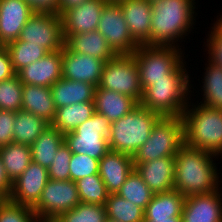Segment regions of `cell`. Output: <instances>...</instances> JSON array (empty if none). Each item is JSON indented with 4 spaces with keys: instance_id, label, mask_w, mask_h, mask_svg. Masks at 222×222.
Wrapping results in <instances>:
<instances>
[{
    "instance_id": "bcb514c9",
    "label": "cell",
    "mask_w": 222,
    "mask_h": 222,
    "mask_svg": "<svg viewBox=\"0 0 222 222\" xmlns=\"http://www.w3.org/2000/svg\"><path fill=\"white\" fill-rule=\"evenodd\" d=\"M87 0H59V15L66 9L78 6Z\"/></svg>"
},
{
    "instance_id": "f6af8a7d",
    "label": "cell",
    "mask_w": 222,
    "mask_h": 222,
    "mask_svg": "<svg viewBox=\"0 0 222 222\" xmlns=\"http://www.w3.org/2000/svg\"><path fill=\"white\" fill-rule=\"evenodd\" d=\"M12 183L8 179L3 164L0 160V199H7Z\"/></svg>"
},
{
    "instance_id": "f35d334b",
    "label": "cell",
    "mask_w": 222,
    "mask_h": 222,
    "mask_svg": "<svg viewBox=\"0 0 222 222\" xmlns=\"http://www.w3.org/2000/svg\"><path fill=\"white\" fill-rule=\"evenodd\" d=\"M71 156L72 152L64 142L56 152V156L48 168L49 179L55 181L70 180L69 164Z\"/></svg>"
},
{
    "instance_id": "7a4b0ae2",
    "label": "cell",
    "mask_w": 222,
    "mask_h": 222,
    "mask_svg": "<svg viewBox=\"0 0 222 222\" xmlns=\"http://www.w3.org/2000/svg\"><path fill=\"white\" fill-rule=\"evenodd\" d=\"M194 1L154 0L151 2L150 46H172V44L175 46L174 40L178 41L179 37L190 31L194 17Z\"/></svg>"
},
{
    "instance_id": "b9f144b4",
    "label": "cell",
    "mask_w": 222,
    "mask_h": 222,
    "mask_svg": "<svg viewBox=\"0 0 222 222\" xmlns=\"http://www.w3.org/2000/svg\"><path fill=\"white\" fill-rule=\"evenodd\" d=\"M16 112L0 110V147L13 143Z\"/></svg>"
},
{
    "instance_id": "8d00e7d4",
    "label": "cell",
    "mask_w": 222,
    "mask_h": 222,
    "mask_svg": "<svg viewBox=\"0 0 222 222\" xmlns=\"http://www.w3.org/2000/svg\"><path fill=\"white\" fill-rule=\"evenodd\" d=\"M23 83L16 74L0 81V110L17 112L22 110Z\"/></svg>"
},
{
    "instance_id": "7bdbcfd3",
    "label": "cell",
    "mask_w": 222,
    "mask_h": 222,
    "mask_svg": "<svg viewBox=\"0 0 222 222\" xmlns=\"http://www.w3.org/2000/svg\"><path fill=\"white\" fill-rule=\"evenodd\" d=\"M16 75L9 52L4 47L0 51V81L7 80Z\"/></svg>"
},
{
    "instance_id": "484cf974",
    "label": "cell",
    "mask_w": 222,
    "mask_h": 222,
    "mask_svg": "<svg viewBox=\"0 0 222 222\" xmlns=\"http://www.w3.org/2000/svg\"><path fill=\"white\" fill-rule=\"evenodd\" d=\"M185 197L177 190L153 194L144 210V220L181 217Z\"/></svg>"
},
{
    "instance_id": "f907efd6",
    "label": "cell",
    "mask_w": 222,
    "mask_h": 222,
    "mask_svg": "<svg viewBox=\"0 0 222 222\" xmlns=\"http://www.w3.org/2000/svg\"><path fill=\"white\" fill-rule=\"evenodd\" d=\"M108 2H118L120 0H107Z\"/></svg>"
},
{
    "instance_id": "e575fe53",
    "label": "cell",
    "mask_w": 222,
    "mask_h": 222,
    "mask_svg": "<svg viewBox=\"0 0 222 222\" xmlns=\"http://www.w3.org/2000/svg\"><path fill=\"white\" fill-rule=\"evenodd\" d=\"M75 183L82 203L100 204L105 206L109 193L99 174H93L81 178Z\"/></svg>"
},
{
    "instance_id": "7402d4cb",
    "label": "cell",
    "mask_w": 222,
    "mask_h": 222,
    "mask_svg": "<svg viewBox=\"0 0 222 222\" xmlns=\"http://www.w3.org/2000/svg\"><path fill=\"white\" fill-rule=\"evenodd\" d=\"M138 105L139 103L128 95L102 89L99 86L95 89V112L105 116L110 122L119 120Z\"/></svg>"
},
{
    "instance_id": "4316f807",
    "label": "cell",
    "mask_w": 222,
    "mask_h": 222,
    "mask_svg": "<svg viewBox=\"0 0 222 222\" xmlns=\"http://www.w3.org/2000/svg\"><path fill=\"white\" fill-rule=\"evenodd\" d=\"M95 113L94 101L81 102L56 109L51 126L66 134L74 131L80 124L88 120Z\"/></svg>"
},
{
    "instance_id": "f1b7e54d",
    "label": "cell",
    "mask_w": 222,
    "mask_h": 222,
    "mask_svg": "<svg viewBox=\"0 0 222 222\" xmlns=\"http://www.w3.org/2000/svg\"><path fill=\"white\" fill-rule=\"evenodd\" d=\"M63 143L64 134L50 125L30 146L32 161L48 169Z\"/></svg>"
},
{
    "instance_id": "30bf717a",
    "label": "cell",
    "mask_w": 222,
    "mask_h": 222,
    "mask_svg": "<svg viewBox=\"0 0 222 222\" xmlns=\"http://www.w3.org/2000/svg\"><path fill=\"white\" fill-rule=\"evenodd\" d=\"M18 40L37 45L48 52L62 50L65 39L60 15L35 11L21 30Z\"/></svg>"
},
{
    "instance_id": "3957f363",
    "label": "cell",
    "mask_w": 222,
    "mask_h": 222,
    "mask_svg": "<svg viewBox=\"0 0 222 222\" xmlns=\"http://www.w3.org/2000/svg\"><path fill=\"white\" fill-rule=\"evenodd\" d=\"M183 67L182 63L167 79L152 80L143 89L139 104L161 117H181L188 106L189 89V76Z\"/></svg>"
},
{
    "instance_id": "4dcf8cb0",
    "label": "cell",
    "mask_w": 222,
    "mask_h": 222,
    "mask_svg": "<svg viewBox=\"0 0 222 222\" xmlns=\"http://www.w3.org/2000/svg\"><path fill=\"white\" fill-rule=\"evenodd\" d=\"M10 54L15 73L21 69L43 58L49 52L42 47L28 44L26 41L16 40L5 46Z\"/></svg>"
},
{
    "instance_id": "52a82bcc",
    "label": "cell",
    "mask_w": 222,
    "mask_h": 222,
    "mask_svg": "<svg viewBox=\"0 0 222 222\" xmlns=\"http://www.w3.org/2000/svg\"><path fill=\"white\" fill-rule=\"evenodd\" d=\"M110 128L111 122L95 112L74 131L64 134V142L72 153L100 160L110 150L108 146Z\"/></svg>"
},
{
    "instance_id": "f546056e",
    "label": "cell",
    "mask_w": 222,
    "mask_h": 222,
    "mask_svg": "<svg viewBox=\"0 0 222 222\" xmlns=\"http://www.w3.org/2000/svg\"><path fill=\"white\" fill-rule=\"evenodd\" d=\"M49 126L44 118L19 110L14 120L13 143L31 146Z\"/></svg>"
},
{
    "instance_id": "ba28073f",
    "label": "cell",
    "mask_w": 222,
    "mask_h": 222,
    "mask_svg": "<svg viewBox=\"0 0 222 222\" xmlns=\"http://www.w3.org/2000/svg\"><path fill=\"white\" fill-rule=\"evenodd\" d=\"M175 46L139 45L133 53L142 89L152 80L167 79L183 62Z\"/></svg>"
},
{
    "instance_id": "6da1fadb",
    "label": "cell",
    "mask_w": 222,
    "mask_h": 222,
    "mask_svg": "<svg viewBox=\"0 0 222 222\" xmlns=\"http://www.w3.org/2000/svg\"><path fill=\"white\" fill-rule=\"evenodd\" d=\"M212 156L217 155L184 143L175 155L174 189L184 197L219 190V177Z\"/></svg>"
},
{
    "instance_id": "9a60e30c",
    "label": "cell",
    "mask_w": 222,
    "mask_h": 222,
    "mask_svg": "<svg viewBox=\"0 0 222 222\" xmlns=\"http://www.w3.org/2000/svg\"><path fill=\"white\" fill-rule=\"evenodd\" d=\"M105 61L89 55L77 54L65 45L62 49V77L82 81L98 87Z\"/></svg>"
},
{
    "instance_id": "e0dca14e",
    "label": "cell",
    "mask_w": 222,
    "mask_h": 222,
    "mask_svg": "<svg viewBox=\"0 0 222 222\" xmlns=\"http://www.w3.org/2000/svg\"><path fill=\"white\" fill-rule=\"evenodd\" d=\"M17 75L23 84L51 87L62 78V50L49 52L21 69Z\"/></svg>"
},
{
    "instance_id": "2e32d148",
    "label": "cell",
    "mask_w": 222,
    "mask_h": 222,
    "mask_svg": "<svg viewBox=\"0 0 222 222\" xmlns=\"http://www.w3.org/2000/svg\"><path fill=\"white\" fill-rule=\"evenodd\" d=\"M35 10L25 0H0V43L16 41Z\"/></svg>"
},
{
    "instance_id": "7c38bea8",
    "label": "cell",
    "mask_w": 222,
    "mask_h": 222,
    "mask_svg": "<svg viewBox=\"0 0 222 222\" xmlns=\"http://www.w3.org/2000/svg\"><path fill=\"white\" fill-rule=\"evenodd\" d=\"M76 183L71 180L46 183L38 204L33 208L36 214L57 218L80 203Z\"/></svg>"
},
{
    "instance_id": "ac0fdd59",
    "label": "cell",
    "mask_w": 222,
    "mask_h": 222,
    "mask_svg": "<svg viewBox=\"0 0 222 222\" xmlns=\"http://www.w3.org/2000/svg\"><path fill=\"white\" fill-rule=\"evenodd\" d=\"M219 191L185 197L182 222H222V198Z\"/></svg>"
},
{
    "instance_id": "5b68a950",
    "label": "cell",
    "mask_w": 222,
    "mask_h": 222,
    "mask_svg": "<svg viewBox=\"0 0 222 222\" xmlns=\"http://www.w3.org/2000/svg\"><path fill=\"white\" fill-rule=\"evenodd\" d=\"M160 118L159 114L139 104L130 113L111 122L109 149L134 156L149 138L153 126Z\"/></svg>"
},
{
    "instance_id": "ee69618b",
    "label": "cell",
    "mask_w": 222,
    "mask_h": 222,
    "mask_svg": "<svg viewBox=\"0 0 222 222\" xmlns=\"http://www.w3.org/2000/svg\"><path fill=\"white\" fill-rule=\"evenodd\" d=\"M35 11L59 14V0H25Z\"/></svg>"
},
{
    "instance_id": "277c9868",
    "label": "cell",
    "mask_w": 222,
    "mask_h": 222,
    "mask_svg": "<svg viewBox=\"0 0 222 222\" xmlns=\"http://www.w3.org/2000/svg\"><path fill=\"white\" fill-rule=\"evenodd\" d=\"M186 109L181 118L184 122V143L192 148L222 154V109L198 105Z\"/></svg>"
},
{
    "instance_id": "8fae6325",
    "label": "cell",
    "mask_w": 222,
    "mask_h": 222,
    "mask_svg": "<svg viewBox=\"0 0 222 222\" xmlns=\"http://www.w3.org/2000/svg\"><path fill=\"white\" fill-rule=\"evenodd\" d=\"M97 31L107 40L116 55H131L140 45L132 37L118 2L105 4Z\"/></svg>"
},
{
    "instance_id": "5bb4252c",
    "label": "cell",
    "mask_w": 222,
    "mask_h": 222,
    "mask_svg": "<svg viewBox=\"0 0 222 222\" xmlns=\"http://www.w3.org/2000/svg\"><path fill=\"white\" fill-rule=\"evenodd\" d=\"M107 2V0H87L64 10L60 14L63 36L96 31L103 7Z\"/></svg>"
},
{
    "instance_id": "74e56055",
    "label": "cell",
    "mask_w": 222,
    "mask_h": 222,
    "mask_svg": "<svg viewBox=\"0 0 222 222\" xmlns=\"http://www.w3.org/2000/svg\"><path fill=\"white\" fill-rule=\"evenodd\" d=\"M70 180H77L93 174H99V160L88 155L72 153L70 158Z\"/></svg>"
},
{
    "instance_id": "cb8c5ba5",
    "label": "cell",
    "mask_w": 222,
    "mask_h": 222,
    "mask_svg": "<svg viewBox=\"0 0 222 222\" xmlns=\"http://www.w3.org/2000/svg\"><path fill=\"white\" fill-rule=\"evenodd\" d=\"M22 110L44 118L51 124L56 114L51 88L23 84Z\"/></svg>"
},
{
    "instance_id": "ffe728a7",
    "label": "cell",
    "mask_w": 222,
    "mask_h": 222,
    "mask_svg": "<svg viewBox=\"0 0 222 222\" xmlns=\"http://www.w3.org/2000/svg\"><path fill=\"white\" fill-rule=\"evenodd\" d=\"M134 169L133 156L126 153L109 150L99 160V175L109 194L117 193Z\"/></svg>"
},
{
    "instance_id": "8992f818",
    "label": "cell",
    "mask_w": 222,
    "mask_h": 222,
    "mask_svg": "<svg viewBox=\"0 0 222 222\" xmlns=\"http://www.w3.org/2000/svg\"><path fill=\"white\" fill-rule=\"evenodd\" d=\"M184 144V122L181 117H161L149 138L134 154V164L163 157H175Z\"/></svg>"
},
{
    "instance_id": "ab89813d",
    "label": "cell",
    "mask_w": 222,
    "mask_h": 222,
    "mask_svg": "<svg viewBox=\"0 0 222 222\" xmlns=\"http://www.w3.org/2000/svg\"><path fill=\"white\" fill-rule=\"evenodd\" d=\"M33 213L30 207L0 199V222H27Z\"/></svg>"
},
{
    "instance_id": "d6a6232c",
    "label": "cell",
    "mask_w": 222,
    "mask_h": 222,
    "mask_svg": "<svg viewBox=\"0 0 222 222\" xmlns=\"http://www.w3.org/2000/svg\"><path fill=\"white\" fill-rule=\"evenodd\" d=\"M116 194L145 210L154 193L134 169Z\"/></svg>"
},
{
    "instance_id": "603a6c76",
    "label": "cell",
    "mask_w": 222,
    "mask_h": 222,
    "mask_svg": "<svg viewBox=\"0 0 222 222\" xmlns=\"http://www.w3.org/2000/svg\"><path fill=\"white\" fill-rule=\"evenodd\" d=\"M64 39V45L77 54L89 55L105 62L116 56L107 40L97 30L76 35H66Z\"/></svg>"
},
{
    "instance_id": "c3c4849f",
    "label": "cell",
    "mask_w": 222,
    "mask_h": 222,
    "mask_svg": "<svg viewBox=\"0 0 222 222\" xmlns=\"http://www.w3.org/2000/svg\"><path fill=\"white\" fill-rule=\"evenodd\" d=\"M143 222H182L181 217H168L162 220H144Z\"/></svg>"
},
{
    "instance_id": "836d02e7",
    "label": "cell",
    "mask_w": 222,
    "mask_h": 222,
    "mask_svg": "<svg viewBox=\"0 0 222 222\" xmlns=\"http://www.w3.org/2000/svg\"><path fill=\"white\" fill-rule=\"evenodd\" d=\"M203 91L205 107L222 109V67L209 63L204 76Z\"/></svg>"
},
{
    "instance_id": "44dd1931",
    "label": "cell",
    "mask_w": 222,
    "mask_h": 222,
    "mask_svg": "<svg viewBox=\"0 0 222 222\" xmlns=\"http://www.w3.org/2000/svg\"><path fill=\"white\" fill-rule=\"evenodd\" d=\"M134 167L154 194L174 189L175 157L134 164Z\"/></svg>"
},
{
    "instance_id": "9c48e42d",
    "label": "cell",
    "mask_w": 222,
    "mask_h": 222,
    "mask_svg": "<svg viewBox=\"0 0 222 222\" xmlns=\"http://www.w3.org/2000/svg\"><path fill=\"white\" fill-rule=\"evenodd\" d=\"M98 86L128 95L140 103L143 89L133 54L116 55L113 59L106 61Z\"/></svg>"
},
{
    "instance_id": "1f68e13d",
    "label": "cell",
    "mask_w": 222,
    "mask_h": 222,
    "mask_svg": "<svg viewBox=\"0 0 222 222\" xmlns=\"http://www.w3.org/2000/svg\"><path fill=\"white\" fill-rule=\"evenodd\" d=\"M107 217L120 222H143L144 210L134 205L120 195L113 193L108 195L105 204Z\"/></svg>"
},
{
    "instance_id": "d6986e66",
    "label": "cell",
    "mask_w": 222,
    "mask_h": 222,
    "mask_svg": "<svg viewBox=\"0 0 222 222\" xmlns=\"http://www.w3.org/2000/svg\"><path fill=\"white\" fill-rule=\"evenodd\" d=\"M132 37L140 45L150 46L152 9L149 0L118 1Z\"/></svg>"
},
{
    "instance_id": "816d5d0a",
    "label": "cell",
    "mask_w": 222,
    "mask_h": 222,
    "mask_svg": "<svg viewBox=\"0 0 222 222\" xmlns=\"http://www.w3.org/2000/svg\"><path fill=\"white\" fill-rule=\"evenodd\" d=\"M4 48V46L0 43V51Z\"/></svg>"
},
{
    "instance_id": "681fc988",
    "label": "cell",
    "mask_w": 222,
    "mask_h": 222,
    "mask_svg": "<svg viewBox=\"0 0 222 222\" xmlns=\"http://www.w3.org/2000/svg\"><path fill=\"white\" fill-rule=\"evenodd\" d=\"M105 222H120V221H117L116 219H113V218H110V217H106Z\"/></svg>"
},
{
    "instance_id": "83f0119b",
    "label": "cell",
    "mask_w": 222,
    "mask_h": 222,
    "mask_svg": "<svg viewBox=\"0 0 222 222\" xmlns=\"http://www.w3.org/2000/svg\"><path fill=\"white\" fill-rule=\"evenodd\" d=\"M0 160L12 183L32 162L31 148L26 144L9 143L0 147Z\"/></svg>"
},
{
    "instance_id": "d590c367",
    "label": "cell",
    "mask_w": 222,
    "mask_h": 222,
    "mask_svg": "<svg viewBox=\"0 0 222 222\" xmlns=\"http://www.w3.org/2000/svg\"><path fill=\"white\" fill-rule=\"evenodd\" d=\"M106 217L104 205L80 202L75 208L58 216L55 222H105Z\"/></svg>"
},
{
    "instance_id": "4fadbf2b",
    "label": "cell",
    "mask_w": 222,
    "mask_h": 222,
    "mask_svg": "<svg viewBox=\"0 0 222 222\" xmlns=\"http://www.w3.org/2000/svg\"><path fill=\"white\" fill-rule=\"evenodd\" d=\"M48 180V169L32 161L27 169L12 182L7 199L33 209L38 204Z\"/></svg>"
},
{
    "instance_id": "d4e9b609",
    "label": "cell",
    "mask_w": 222,
    "mask_h": 222,
    "mask_svg": "<svg viewBox=\"0 0 222 222\" xmlns=\"http://www.w3.org/2000/svg\"><path fill=\"white\" fill-rule=\"evenodd\" d=\"M55 108L94 101L96 86L80 81L60 78L51 87Z\"/></svg>"
},
{
    "instance_id": "60d3db41",
    "label": "cell",
    "mask_w": 222,
    "mask_h": 222,
    "mask_svg": "<svg viewBox=\"0 0 222 222\" xmlns=\"http://www.w3.org/2000/svg\"><path fill=\"white\" fill-rule=\"evenodd\" d=\"M211 35L209 36L208 53L210 56V63L222 67V17L218 19L217 23H214L212 27Z\"/></svg>"
},
{
    "instance_id": "7dc6e473",
    "label": "cell",
    "mask_w": 222,
    "mask_h": 222,
    "mask_svg": "<svg viewBox=\"0 0 222 222\" xmlns=\"http://www.w3.org/2000/svg\"><path fill=\"white\" fill-rule=\"evenodd\" d=\"M55 222V218L36 214L35 212L29 217L27 222Z\"/></svg>"
}]
</instances>
